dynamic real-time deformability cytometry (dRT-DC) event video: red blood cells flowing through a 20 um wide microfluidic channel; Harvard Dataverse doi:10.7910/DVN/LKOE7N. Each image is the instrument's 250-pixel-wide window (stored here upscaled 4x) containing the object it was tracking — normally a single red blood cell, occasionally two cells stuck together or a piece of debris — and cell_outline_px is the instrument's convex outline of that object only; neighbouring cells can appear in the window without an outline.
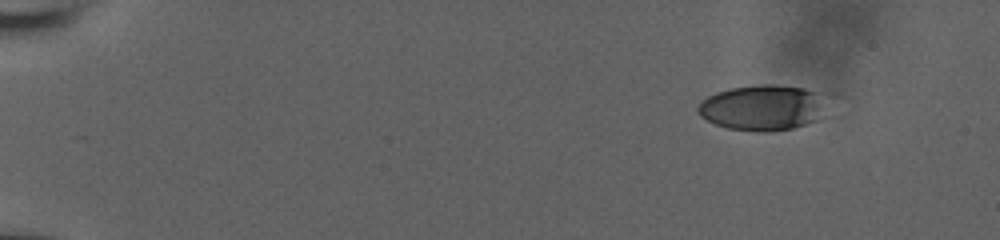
{"species": "human", "species_latin": "Homo sapiens", "temperature_condition": "room temperature", "stored_images_in_passage": 7, "camera_frame_rate_fps": 3000, "um_per_image_px": 0.085, "donor": {"sex": "male"}, "frame": {"image": 1, "passage_image": 3, "time_ms": 0.667, "image_size_px": [1000, 240], "cell_outline_px": [[816, 120], [792, 128], [768, 132], [756, 132], [728, 128], [716, 124], [700, 116], [696, 112], [696, 108], [708, 96], [716, 92], [732, 88], [764, 84], [772, 84], [804, 88], [812, 92], [816, 104]], "centroid_in_image_um": [64.59, 9.17], "position_along_channel_um": 20.4, "area_um2": 32.54}}
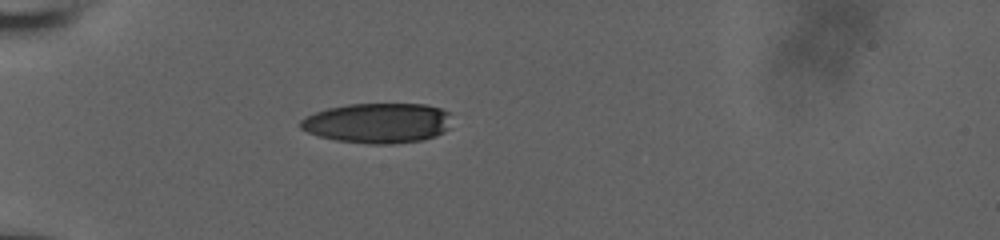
{"frame": {"image": 2, "passage_image": 7, "time_ms": 2.0, "image_size_px": [1000, 240], "cell_outline_px": [[448, 128], [444, 132], [436, 136], [424, 140], [392, 144], [368, 144], [336, 140], [320, 136], [308, 132], [300, 128], [300, 120], [316, 112], [328, 108], [348, 104], [428, 104], [440, 108], [448, 112]], "centroid_in_image_um": [32.12, 10.46], "position_along_channel_um": 52.9, "area_um2": 35.26}}